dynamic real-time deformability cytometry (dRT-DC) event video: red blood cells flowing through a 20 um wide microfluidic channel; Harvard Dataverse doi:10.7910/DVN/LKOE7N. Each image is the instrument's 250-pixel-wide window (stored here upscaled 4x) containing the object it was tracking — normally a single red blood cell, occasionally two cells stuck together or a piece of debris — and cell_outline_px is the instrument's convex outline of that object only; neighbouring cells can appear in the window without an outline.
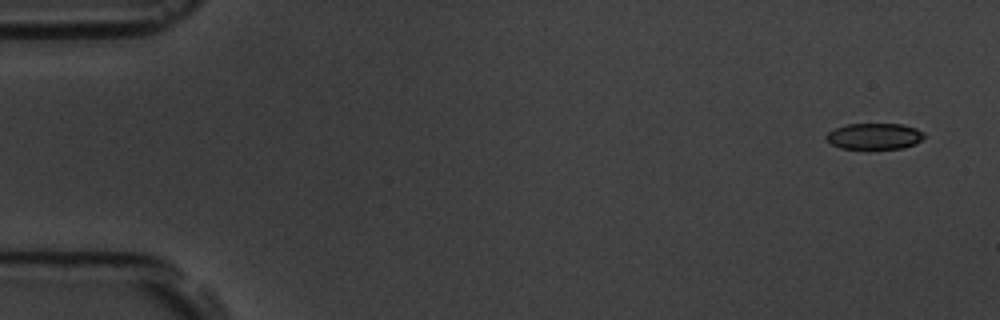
{"species": "common noctule bat (a hibernating species)", "species_latin": "Nyctalus noctula", "temperature_condition": "room temperature", "stored_images_in_passage": 5, "camera_frame_rate_fps": 3000, "um_per_image_px": 0.085, "animal": {"sex": "male", "body_mass_g": 19.5, "forearm_length_mm": 54.6}, "frame": {"image": 1, "passage_image": 1, "time_ms": 0.0, "image_size_px": [1000, 320], "cell_outline_px": [[924, 136], [916, 144], [904, 148], [868, 152], [840, 148], [832, 144], [824, 136], [828, 132], [836, 128], [848, 124], [900, 124], [916, 128], [924, 132]], "centroid_in_image_um": [74.32, 11.64], "position_along_channel_um": 10.7, "area_um2": 15.66}}
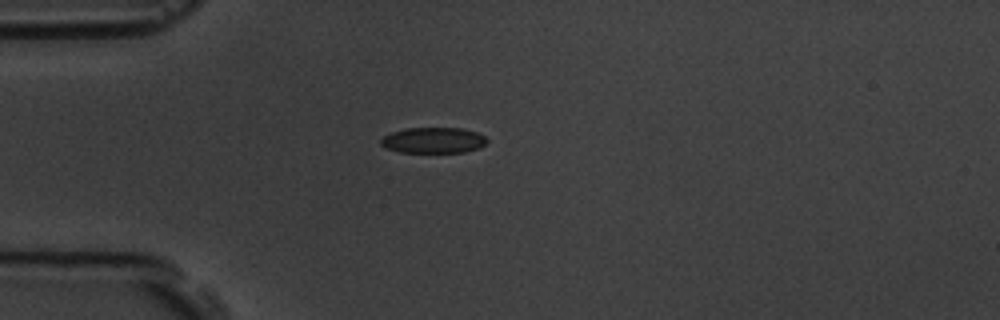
{"frame": {"image": 2, "passage_image": 5, "time_ms": 4.333, "image_size_px": [1000, 320], "cell_outline_px": [[488, 140], [480, 148], [464, 152], [400, 152], [388, 148], [380, 144], [380, 140], [384, 136], [392, 132], [408, 128], [460, 128], [476, 132], [484, 136]], "centroid_in_image_um": [36.85, 11.92], "position_along_channel_um": 48.2, "area_um2": 15.78}}